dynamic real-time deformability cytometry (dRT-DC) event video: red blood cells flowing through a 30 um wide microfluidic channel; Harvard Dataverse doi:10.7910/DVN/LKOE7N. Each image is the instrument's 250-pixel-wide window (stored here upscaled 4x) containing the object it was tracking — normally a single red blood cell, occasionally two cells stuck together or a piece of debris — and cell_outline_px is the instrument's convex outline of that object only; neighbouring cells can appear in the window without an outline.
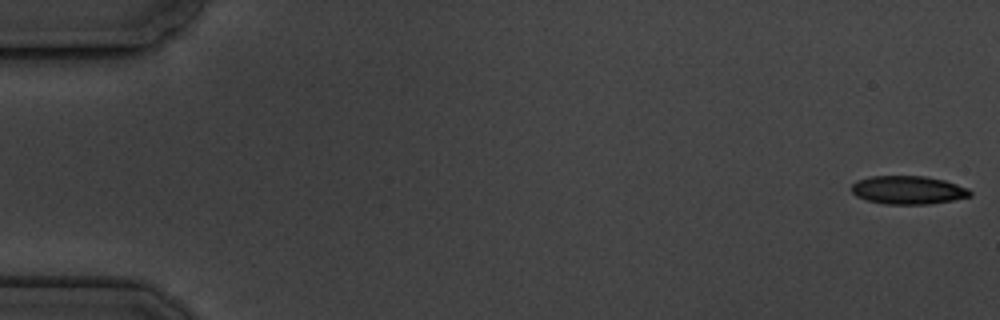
{"species": "common noctule bat (a hibernating species)", "species_latin": "Nyctalus noctula", "temperature_condition": "cold", "stored_images_in_passage": 5, "camera_frame_rate_fps": 3000, "um_per_image_px": 0.085, "animal": {"sex": "male", "body_mass_g": 19.5, "forearm_length_mm": 54.6}, "frame": {"image": 1, "passage_image": 1, "time_ms": 0.0, "image_size_px": [1000, 320], "cell_outline_px": [[972, 196], [952, 200], [928, 204], [884, 204], [868, 200], [856, 196], [852, 192], [852, 184], [856, 180], [872, 176], [924, 176], [944, 180], [968, 188], [972, 192]], "centroid_in_image_um": [77.19, 16.15], "position_along_channel_um": 7.8, "area_um2": 19.54}}
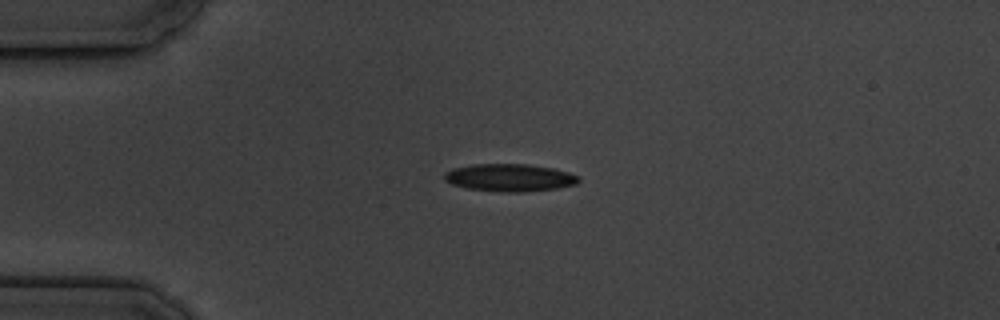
{"frame": {"image": 2, "passage_image": 4, "time_ms": 4.333, "image_size_px": [1000, 320], "cell_outline_px": [[580, 180], [576, 184], [556, 188], [520, 192], [508, 192], [468, 188], [452, 184], [444, 180], [444, 172], [452, 168], [472, 164], [528, 164], [552, 168], [568, 172], [580, 176]], "centroid_in_image_um": [43.31, 15.08], "position_along_channel_um": 41.7, "area_um2": 21.44}}